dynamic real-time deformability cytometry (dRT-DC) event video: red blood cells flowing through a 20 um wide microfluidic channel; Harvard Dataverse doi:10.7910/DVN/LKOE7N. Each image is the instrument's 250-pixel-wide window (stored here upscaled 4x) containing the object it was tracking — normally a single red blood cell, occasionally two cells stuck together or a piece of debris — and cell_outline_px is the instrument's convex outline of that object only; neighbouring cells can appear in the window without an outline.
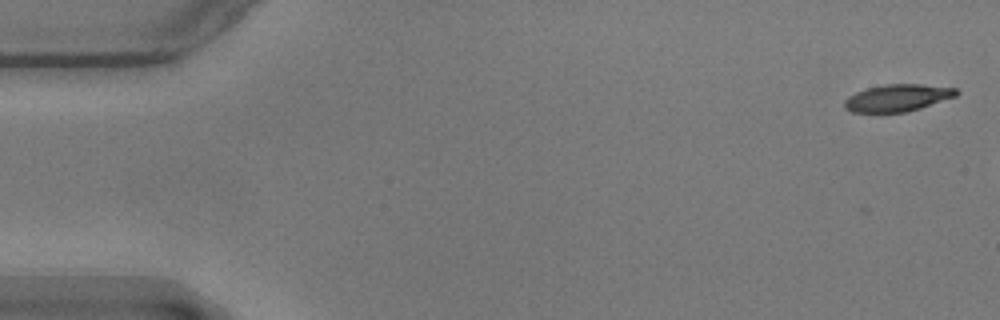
{"species": "common noctule bat (a hibernating species)", "species_latin": "Nyctalus noctula", "temperature_condition": "warm", "stored_images_in_passage": 9, "camera_frame_rate_fps": 3000, "um_per_image_px": 0.085, "animal": {"sex": "male", "body_mass_g": 17.9}, "frame": {"image": 1, "passage_image": 1, "time_ms": 0.0, "image_size_px": [1000, 320], "cell_outline_px": [[960, 92], [956, 96], [920, 108], [904, 112], [852, 112], [844, 108], [844, 100], [848, 96], [856, 92], [868, 88], [884, 84], [920, 84], [956, 88]], "centroid_in_image_um": [76.28, 8.31], "position_along_channel_um": 8.7, "area_um2": 17.57}}